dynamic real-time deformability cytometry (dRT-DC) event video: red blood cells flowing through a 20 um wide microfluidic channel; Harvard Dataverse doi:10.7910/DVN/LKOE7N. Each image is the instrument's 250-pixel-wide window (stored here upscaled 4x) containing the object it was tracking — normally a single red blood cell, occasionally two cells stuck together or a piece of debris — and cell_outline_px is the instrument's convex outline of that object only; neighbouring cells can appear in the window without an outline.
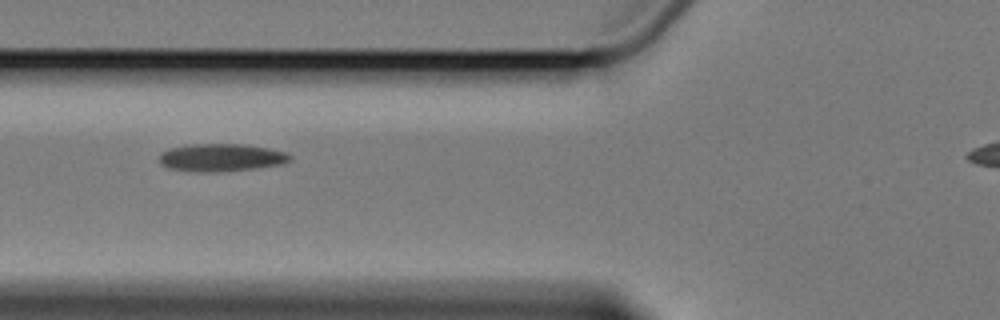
{"species": "Egyptian fruit bat (a non-hibernating species)", "species_latin": "Rousettus aegyptiacus", "temperature_condition": "cold", "stored_images_in_passage": 4, "camera_frame_rate_fps": 3000, "um_per_image_px": 0.085, "animal": {"sex": "female"}, "frame": {"image": 1, "passage_image": 3, "time_ms": 2.667, "image_size_px": [1000, 320], "cell_outline_px": [[292, 160], [284, 164], [260, 168], [220, 172], [208, 172], [168, 168], [160, 164], [160, 152], [168, 148], [188, 144], [244, 144], [268, 148], [288, 152], [292, 156]], "centroid_in_image_um": [18.85, 13.39], "position_along_channel_um": 106.9, "area_um2": 21.44}}
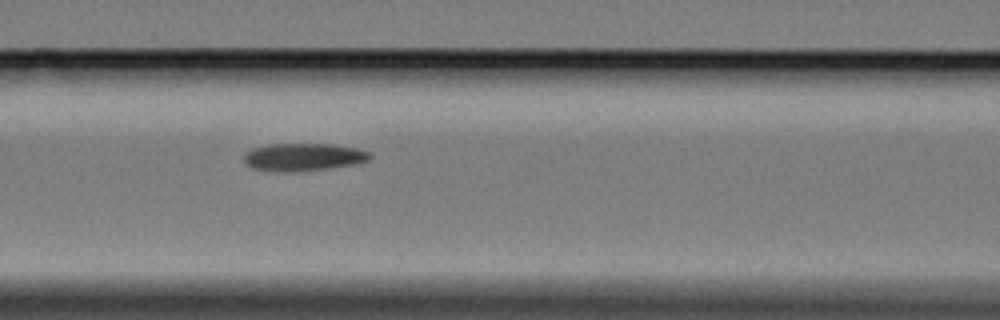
{"frame": {"image": 2, "passage_image": 4, "time_ms": 3.667, "image_size_px": [1000, 320], "cell_outline_px": [[372, 156], [368, 160], [356, 164], [328, 168], [284, 172], [252, 168], [244, 164], [244, 152], [252, 148], [268, 144], [332, 144], [356, 148], [368, 152]], "centroid_in_image_um": [25.74, 13.34], "position_along_channel_um": 140.9, "area_um2": 20.23}}